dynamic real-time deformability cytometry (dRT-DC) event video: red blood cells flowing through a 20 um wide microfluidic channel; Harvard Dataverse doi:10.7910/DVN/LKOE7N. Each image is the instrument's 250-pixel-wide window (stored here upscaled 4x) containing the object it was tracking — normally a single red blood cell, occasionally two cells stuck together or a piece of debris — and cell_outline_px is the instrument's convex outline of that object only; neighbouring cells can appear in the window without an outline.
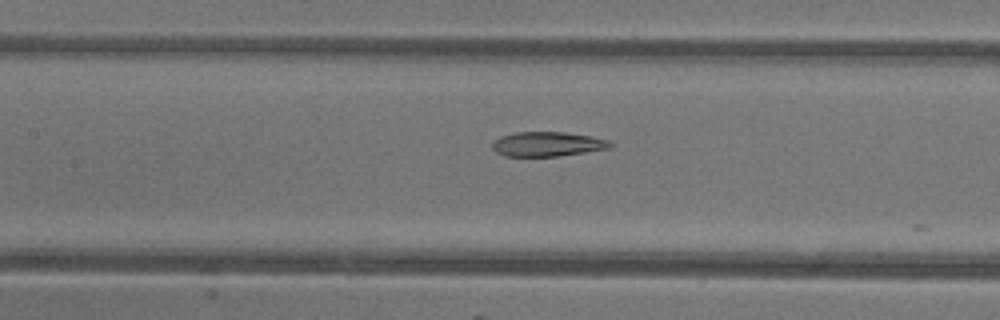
{"species": "common noctule bat (a hibernating species)", "species_latin": "Nyctalus noctula", "temperature_condition": "warm", "stored_images_in_passage": 18, "camera_frame_rate_fps": 3000, "um_per_image_px": 0.085, "animal": {"sex": "female"}, "frame": {"image": 1, "passage_image": 13, "time_ms": 4.0, "image_size_px": [1000, 320], "cell_outline_px": [[612, 148], [560, 156], [504, 156], [496, 152], [492, 148], [492, 144], [500, 136], [516, 132], [564, 132], [592, 136], [608, 140], [612, 144]], "centroid_in_image_um": [46.55, 12.25], "position_along_channel_um": 160.9, "area_um2": 16.94}}
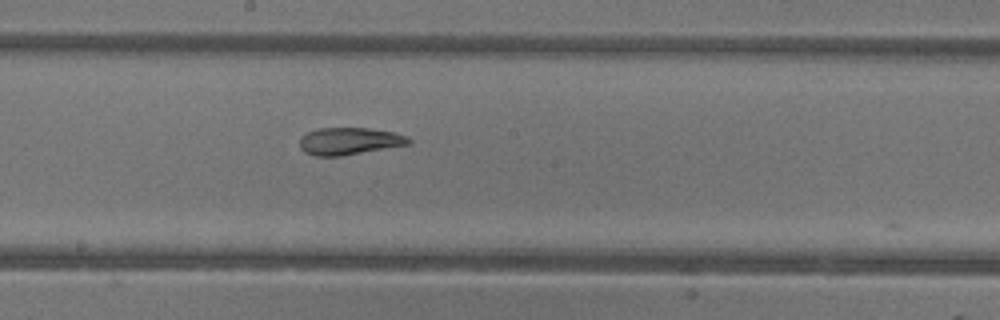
{"frame": {"image": 2, "passage_image": 17, "time_ms": 5.333, "image_size_px": [1000, 320], "cell_outline_px": [[412, 144], [340, 156], [316, 156], [304, 152], [300, 148], [300, 136], [308, 132], [320, 128], [368, 128], [392, 132], [408, 136], [412, 140]], "centroid_in_image_um": [29.71, 12.0], "position_along_channel_um": 218.5, "area_um2": 17.34}}